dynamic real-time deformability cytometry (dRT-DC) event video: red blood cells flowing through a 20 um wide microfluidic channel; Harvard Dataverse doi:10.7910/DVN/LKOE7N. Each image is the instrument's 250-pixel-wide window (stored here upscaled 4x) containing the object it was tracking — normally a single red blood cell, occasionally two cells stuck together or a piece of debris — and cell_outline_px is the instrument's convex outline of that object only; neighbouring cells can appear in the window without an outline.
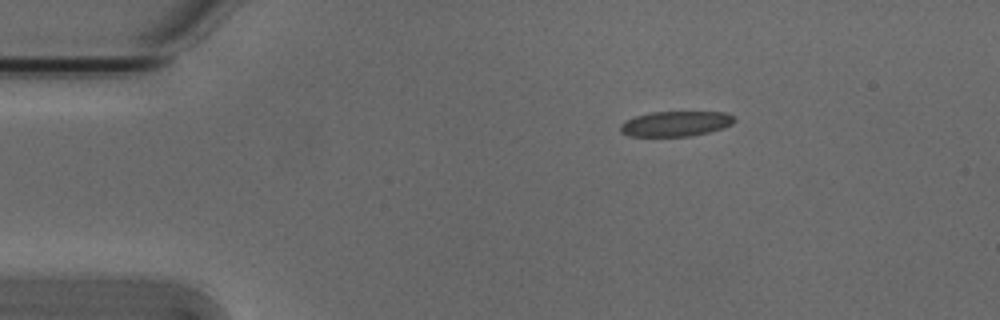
{"species": "Egyptian fruit bat (a non-hibernating species)", "species_latin": "Rousettus aegyptiacus", "temperature_condition": "cold", "stored_images_in_passage": 41, "camera_frame_rate_fps": 3000, "um_per_image_px": 0.085, "animal": {"sex": "male"}, "frame": {"image": 1, "passage_image": 1, "time_ms": 0.0, "image_size_px": [1000, 320], "cell_outline_px": [[736, 120], [732, 124], [724, 128], [692, 136], [628, 136], [620, 132], [620, 124], [636, 116], [652, 112], [728, 112], [736, 116]], "centroid_in_image_um": [57.49, 10.51], "position_along_channel_um": 27.5, "area_um2": 16.82}}
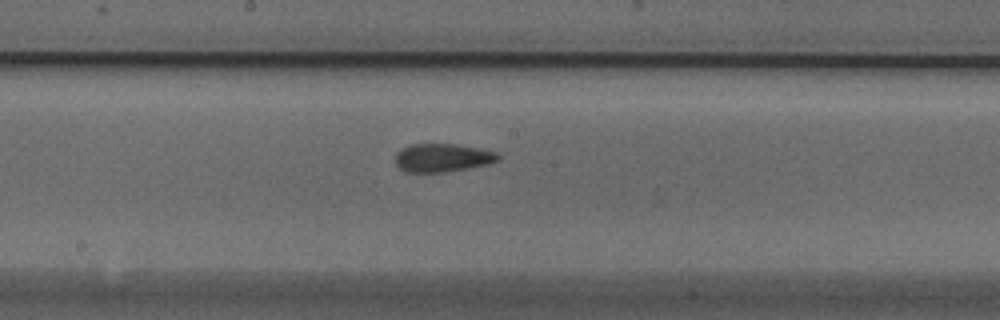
{"frame": {"image": 2, "passage_image": 20, "time_ms": 6.333, "image_size_px": [1000, 320], "cell_outline_px": [[500, 160], [488, 164], [444, 172], [404, 172], [396, 164], [396, 152], [400, 148], [412, 144], [456, 144], [480, 148], [496, 152], [500, 156]], "centroid_in_image_um": [37.6, 13.4], "position_along_channel_um": 210.6, "area_um2": 16.99}}
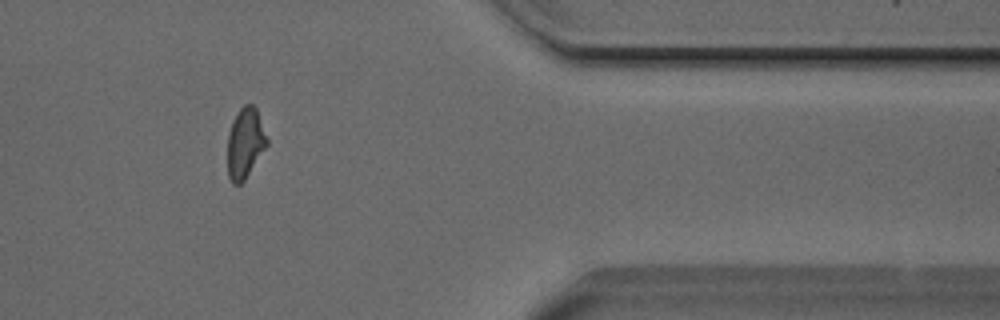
{"frame": {"image": 3, "passage_image": 36, "time_ms": 11.667, "image_size_px": [1000, 320], "cell_outline_px": [[268, 144], [244, 180], [240, 184], [232, 184], [228, 176], [228, 132], [232, 120], [240, 108], [244, 104], [252, 104], [256, 108], [268, 140]], "centroid_in_image_um": [20.82, 12.15], "position_along_channel_um": 390.6, "area_um2": 16.07}}